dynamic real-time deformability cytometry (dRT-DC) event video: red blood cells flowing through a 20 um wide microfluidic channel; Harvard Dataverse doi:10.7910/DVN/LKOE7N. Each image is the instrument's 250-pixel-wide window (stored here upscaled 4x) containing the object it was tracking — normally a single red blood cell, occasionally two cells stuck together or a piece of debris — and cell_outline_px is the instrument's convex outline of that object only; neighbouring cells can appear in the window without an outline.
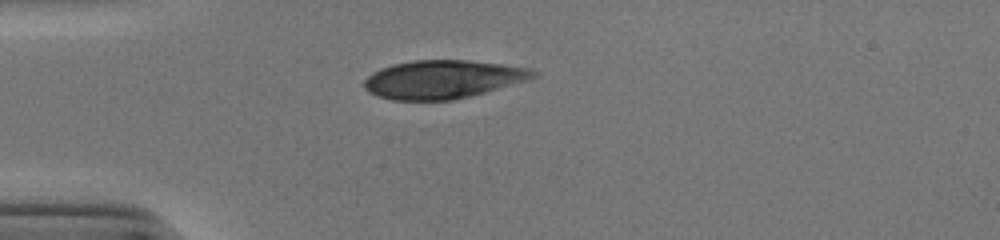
{"species": "human", "species_latin": "Homo sapiens", "temperature_condition": "cold", "stored_images_in_passage": 31, "camera_frame_rate_fps": 3000, "um_per_image_px": 0.085, "donor": {"sex": "male"}, "frame": {"image": 1, "passage_image": 1, "time_ms": 0.0, "image_size_px": [1000, 240], "cell_outline_px": [[528, 72], [524, 76], [480, 92], [464, 96], [444, 100], [400, 100], [380, 96], [372, 92], [364, 84], [368, 76], [384, 68], [396, 64], [416, 60], [460, 60], [492, 64], [516, 68]], "centroid_in_image_um": [37.29, 6.74], "position_along_channel_um": 47.7, "area_um2": 34.1}}
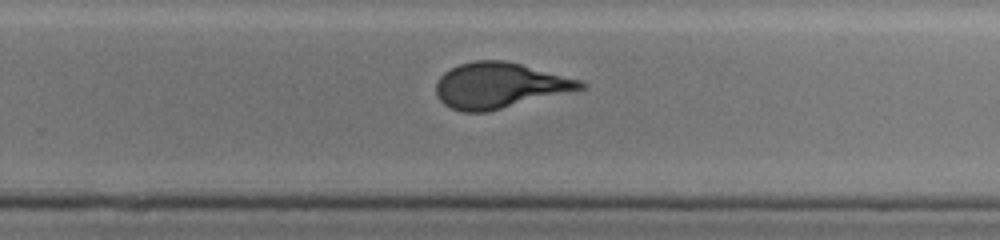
{"frame": {"image": 2, "passage_image": 21, "time_ms": 6.667, "image_size_px": [1000, 240], "cell_outline_px": [[584, 88], [480, 112], [468, 112], [452, 108], [444, 104], [440, 100], [436, 92], [436, 84], [452, 68], [460, 64], [480, 60], [500, 60], [520, 64], [576, 80], [584, 84]], "centroid_in_image_um": [42.38, 7.25], "position_along_channel_um": 287.4, "area_um2": 36.36}}
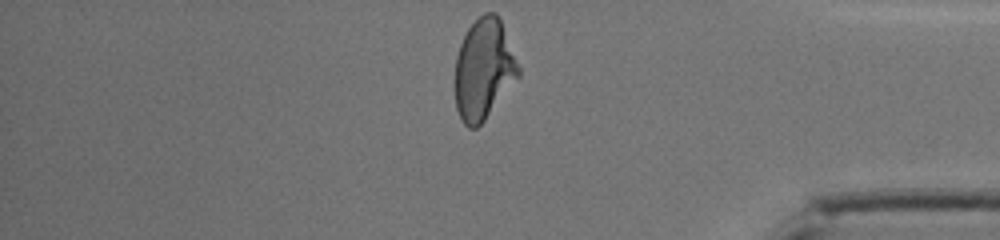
{"frame": {"image": 3, "passage_image": 31, "time_ms": 10.0, "image_size_px": [1000, 240], "cell_outline_px": [[520, 72], [480, 124], [476, 128], [472, 128], [464, 124], [456, 108], [456, 60], [460, 44], [468, 28], [480, 16], [488, 12], [492, 12], [500, 20], [520, 68]], "centroid_in_image_um": [41.09, 5.87], "position_along_channel_um": 394.1, "area_um2": 35.72}, "authors_computed_cell_mechanics": {"area_um2": 35.836, "velocity_mm_per_s": 3.8973, "shape_relaxation_time_tau1_ms": 3.5505, "shape_relaxation_time_tau2_ms": null, "deformation_change_tau1": 0.1635, "deformation_change_tau2": null}}